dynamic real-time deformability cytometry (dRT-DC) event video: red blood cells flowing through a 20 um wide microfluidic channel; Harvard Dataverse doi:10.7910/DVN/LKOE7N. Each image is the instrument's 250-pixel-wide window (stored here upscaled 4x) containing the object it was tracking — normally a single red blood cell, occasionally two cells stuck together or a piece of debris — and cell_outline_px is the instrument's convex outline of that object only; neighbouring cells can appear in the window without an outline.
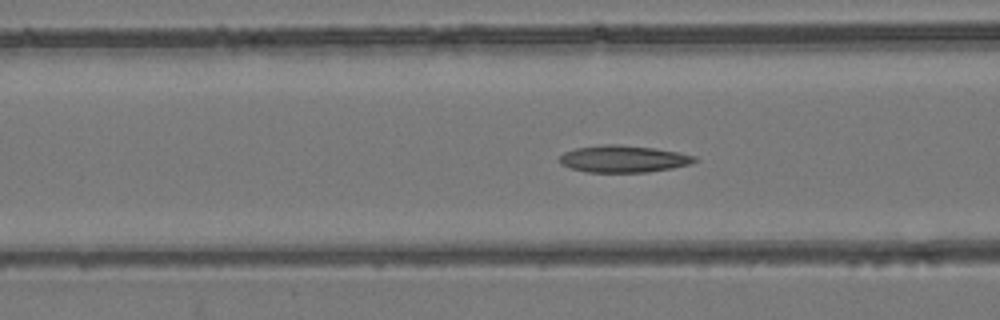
{"species": "common noctule bat (a hibernating species)", "species_latin": "Nyctalus noctula", "temperature_condition": "room temperature", "stored_images_in_passage": 40, "camera_frame_rate_fps": 3000, "um_per_image_px": 0.085, "animal": {"sex": "female", "body_mass_g": 24.6, "forearm_length_mm": 56.2}, "frame": {"image": 1, "passage_image": 8, "time_ms": 2.333, "image_size_px": [1000, 320], "cell_outline_px": [[700, 160], [692, 164], [672, 168], [648, 172], [588, 172], [572, 168], [560, 164], [560, 156], [564, 152], [576, 148], [604, 144], [616, 144], [656, 148], [680, 152], [696, 156]], "centroid_in_image_um": [53.06, 13.5], "position_along_channel_um": 113.5, "area_um2": 21.39}}
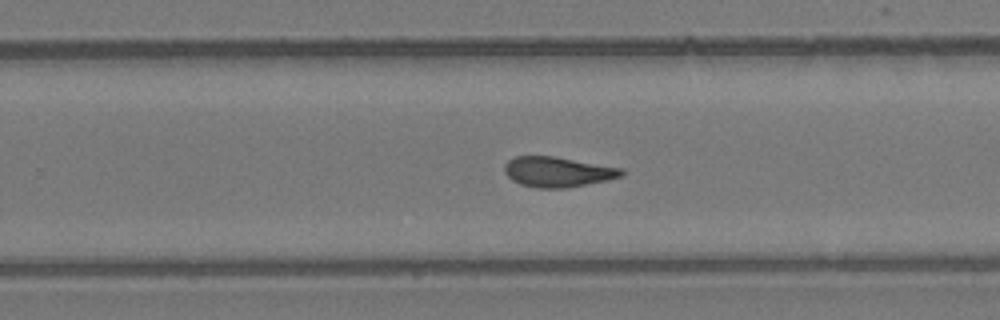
{"frame": {"image": 2, "passage_image": 21, "time_ms": 6.667, "image_size_px": [1000, 320], "cell_outline_px": [[624, 176], [608, 180], [568, 188], [536, 188], [520, 184], [512, 180], [504, 172], [504, 164], [508, 160], [516, 156], [552, 156], [624, 168]], "centroid_in_image_um": [47.42, 14.61], "position_along_channel_um": 282.4, "area_um2": 20.75}}
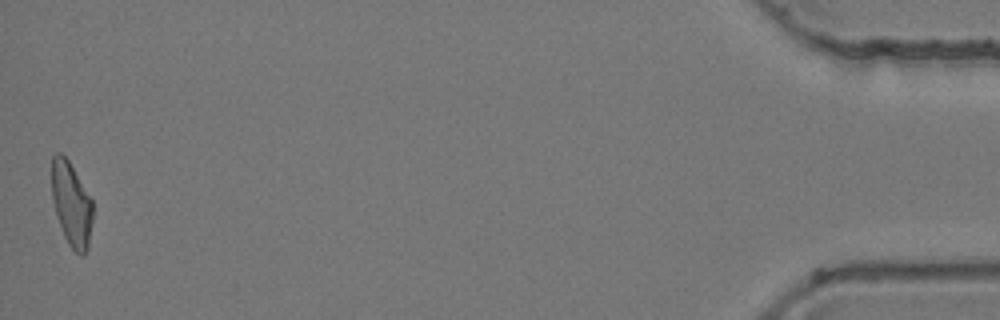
{"frame": {"image": 3, "passage_image": 40, "time_ms": 13.0, "image_size_px": [1000, 320], "cell_outline_px": [[92, 220], [88, 248], [84, 256], [80, 256], [68, 244], [64, 236], [56, 216], [52, 200], [52, 156], [56, 152], [60, 152], [68, 160], [92, 200]], "centroid_in_image_um": [6.06, 17.38], "position_along_channel_um": 429.1, "area_um2": 20.06}, "authors_computed_cell_mechanics": {"area_um2": 20.5479, "velocity_mm_per_s": 3.9056, "shape_relaxation_time_tau1_ms": null, "shape_relaxation_time_tau2_ms": 3.482, "deformation_change_tau1": null, "deformation_change_tau2": 0.1243}}